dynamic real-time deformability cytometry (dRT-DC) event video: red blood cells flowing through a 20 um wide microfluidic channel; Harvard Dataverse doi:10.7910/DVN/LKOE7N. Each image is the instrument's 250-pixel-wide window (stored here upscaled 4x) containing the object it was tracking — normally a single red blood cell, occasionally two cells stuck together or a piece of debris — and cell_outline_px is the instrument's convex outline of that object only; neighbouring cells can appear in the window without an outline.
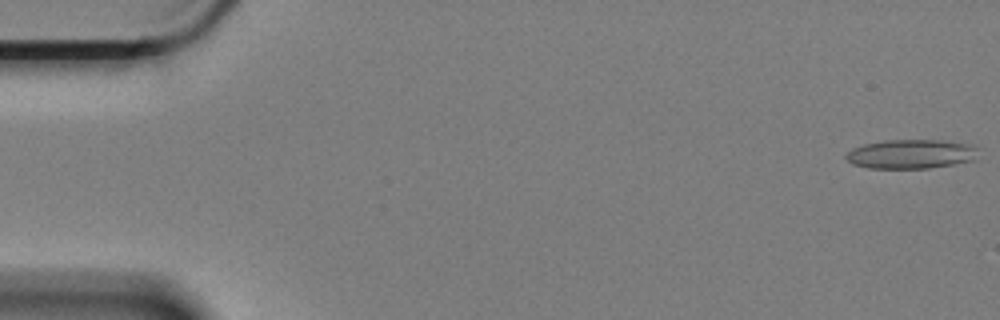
{"species": "Egyptian fruit bat (a non-hibernating species)", "species_latin": "Rousettus aegyptiacus", "temperature_condition": "cold", "stored_images_in_passage": 8, "camera_frame_rate_fps": 3000, "um_per_image_px": 0.085, "animal": {"sex": "female"}, "frame": {"image": 1, "passage_image": 1, "time_ms": 0.0, "image_size_px": [1000, 320], "cell_outline_px": [[976, 148], [972, 160], [952, 164], [928, 168], [868, 168], [852, 164], [844, 156], [852, 148], [864, 144], [884, 140], [940, 140], [976, 144]], "centroid_in_image_um": [77.39, 13.08], "position_along_channel_um": 7.6, "area_um2": 22.37}}